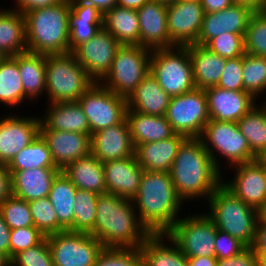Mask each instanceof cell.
<instances>
[{"instance_id":"obj_1","label":"cell","mask_w":266,"mask_h":266,"mask_svg":"<svg viewBox=\"0 0 266 266\" xmlns=\"http://www.w3.org/2000/svg\"><path fill=\"white\" fill-rule=\"evenodd\" d=\"M132 200L98 195L95 227L90 232L104 247L140 248L151 235L141 223Z\"/></svg>"},{"instance_id":"obj_2","label":"cell","mask_w":266,"mask_h":266,"mask_svg":"<svg viewBox=\"0 0 266 266\" xmlns=\"http://www.w3.org/2000/svg\"><path fill=\"white\" fill-rule=\"evenodd\" d=\"M222 174L200 138H187L182 143L170 170L173 185L183 202L198 197L208 200L223 182Z\"/></svg>"},{"instance_id":"obj_3","label":"cell","mask_w":266,"mask_h":266,"mask_svg":"<svg viewBox=\"0 0 266 266\" xmlns=\"http://www.w3.org/2000/svg\"><path fill=\"white\" fill-rule=\"evenodd\" d=\"M141 223L151 234H166L179 219L183 200L176 192L170 172L145 171L132 199ZM138 208V209H137Z\"/></svg>"},{"instance_id":"obj_4","label":"cell","mask_w":266,"mask_h":266,"mask_svg":"<svg viewBox=\"0 0 266 266\" xmlns=\"http://www.w3.org/2000/svg\"><path fill=\"white\" fill-rule=\"evenodd\" d=\"M69 0L24 11L28 52L54 55L69 53Z\"/></svg>"},{"instance_id":"obj_5","label":"cell","mask_w":266,"mask_h":266,"mask_svg":"<svg viewBox=\"0 0 266 266\" xmlns=\"http://www.w3.org/2000/svg\"><path fill=\"white\" fill-rule=\"evenodd\" d=\"M207 201L210 212L206 215L216 228L237 238L246 247H252L259 212L237 198L222 183Z\"/></svg>"},{"instance_id":"obj_6","label":"cell","mask_w":266,"mask_h":266,"mask_svg":"<svg viewBox=\"0 0 266 266\" xmlns=\"http://www.w3.org/2000/svg\"><path fill=\"white\" fill-rule=\"evenodd\" d=\"M46 92L50 104L77 102L95 83L72 52L46 55Z\"/></svg>"},{"instance_id":"obj_7","label":"cell","mask_w":266,"mask_h":266,"mask_svg":"<svg viewBox=\"0 0 266 266\" xmlns=\"http://www.w3.org/2000/svg\"><path fill=\"white\" fill-rule=\"evenodd\" d=\"M150 73L170 97L196 89L189 45L152 50Z\"/></svg>"},{"instance_id":"obj_8","label":"cell","mask_w":266,"mask_h":266,"mask_svg":"<svg viewBox=\"0 0 266 266\" xmlns=\"http://www.w3.org/2000/svg\"><path fill=\"white\" fill-rule=\"evenodd\" d=\"M151 51L139 45H121L109 71L99 83L115 94L127 98L150 73Z\"/></svg>"},{"instance_id":"obj_9","label":"cell","mask_w":266,"mask_h":266,"mask_svg":"<svg viewBox=\"0 0 266 266\" xmlns=\"http://www.w3.org/2000/svg\"><path fill=\"white\" fill-rule=\"evenodd\" d=\"M200 139L219 171L221 170V165L218 164L220 162L217 158L218 153L220 156L226 157L227 163L230 165L228 167L258 159L251 151L247 139L241 133L237 122L210 119L205 125Z\"/></svg>"},{"instance_id":"obj_10","label":"cell","mask_w":266,"mask_h":266,"mask_svg":"<svg viewBox=\"0 0 266 266\" xmlns=\"http://www.w3.org/2000/svg\"><path fill=\"white\" fill-rule=\"evenodd\" d=\"M217 228L206 213L179 218L166 235L186 257L215 256Z\"/></svg>"},{"instance_id":"obj_11","label":"cell","mask_w":266,"mask_h":266,"mask_svg":"<svg viewBox=\"0 0 266 266\" xmlns=\"http://www.w3.org/2000/svg\"><path fill=\"white\" fill-rule=\"evenodd\" d=\"M165 117L175 134L200 138L209 122L207 97L204 89L171 97Z\"/></svg>"},{"instance_id":"obj_12","label":"cell","mask_w":266,"mask_h":266,"mask_svg":"<svg viewBox=\"0 0 266 266\" xmlns=\"http://www.w3.org/2000/svg\"><path fill=\"white\" fill-rule=\"evenodd\" d=\"M77 102L88 118L91 135L126 119V98L108 90L99 82L92 84Z\"/></svg>"},{"instance_id":"obj_13","label":"cell","mask_w":266,"mask_h":266,"mask_svg":"<svg viewBox=\"0 0 266 266\" xmlns=\"http://www.w3.org/2000/svg\"><path fill=\"white\" fill-rule=\"evenodd\" d=\"M46 238L54 266H94L104 248L90 233L66 230Z\"/></svg>"},{"instance_id":"obj_14","label":"cell","mask_w":266,"mask_h":266,"mask_svg":"<svg viewBox=\"0 0 266 266\" xmlns=\"http://www.w3.org/2000/svg\"><path fill=\"white\" fill-rule=\"evenodd\" d=\"M200 1L179 0L167 5V29L175 46L196 44L204 18Z\"/></svg>"},{"instance_id":"obj_15","label":"cell","mask_w":266,"mask_h":266,"mask_svg":"<svg viewBox=\"0 0 266 266\" xmlns=\"http://www.w3.org/2000/svg\"><path fill=\"white\" fill-rule=\"evenodd\" d=\"M41 117L8 115L0 119V164L8 165L40 134Z\"/></svg>"},{"instance_id":"obj_16","label":"cell","mask_w":266,"mask_h":266,"mask_svg":"<svg viewBox=\"0 0 266 266\" xmlns=\"http://www.w3.org/2000/svg\"><path fill=\"white\" fill-rule=\"evenodd\" d=\"M120 46L108 31L101 28L92 39L79 45L72 53L87 74L99 82L109 71Z\"/></svg>"},{"instance_id":"obj_17","label":"cell","mask_w":266,"mask_h":266,"mask_svg":"<svg viewBox=\"0 0 266 266\" xmlns=\"http://www.w3.org/2000/svg\"><path fill=\"white\" fill-rule=\"evenodd\" d=\"M233 167L236 170L234 179L228 182L224 180L222 184L237 198L259 212L266 202L263 161L258 158L248 163L232 166V169H234Z\"/></svg>"},{"instance_id":"obj_18","label":"cell","mask_w":266,"mask_h":266,"mask_svg":"<svg viewBox=\"0 0 266 266\" xmlns=\"http://www.w3.org/2000/svg\"><path fill=\"white\" fill-rule=\"evenodd\" d=\"M204 91L212 120L237 122L257 105V100L245 91H230L218 86H211Z\"/></svg>"},{"instance_id":"obj_19","label":"cell","mask_w":266,"mask_h":266,"mask_svg":"<svg viewBox=\"0 0 266 266\" xmlns=\"http://www.w3.org/2000/svg\"><path fill=\"white\" fill-rule=\"evenodd\" d=\"M55 166L61 171L70 163L91 153V135L54 129H40Z\"/></svg>"},{"instance_id":"obj_20","label":"cell","mask_w":266,"mask_h":266,"mask_svg":"<svg viewBox=\"0 0 266 266\" xmlns=\"http://www.w3.org/2000/svg\"><path fill=\"white\" fill-rule=\"evenodd\" d=\"M139 18V46L150 50L175 47L167 29V5L149 0L136 10Z\"/></svg>"},{"instance_id":"obj_21","label":"cell","mask_w":266,"mask_h":266,"mask_svg":"<svg viewBox=\"0 0 266 266\" xmlns=\"http://www.w3.org/2000/svg\"><path fill=\"white\" fill-rule=\"evenodd\" d=\"M91 153L102 163L135 156L127 119L93 133Z\"/></svg>"},{"instance_id":"obj_22","label":"cell","mask_w":266,"mask_h":266,"mask_svg":"<svg viewBox=\"0 0 266 266\" xmlns=\"http://www.w3.org/2000/svg\"><path fill=\"white\" fill-rule=\"evenodd\" d=\"M106 193L132 200L138 192L144 169L136 156L103 163Z\"/></svg>"},{"instance_id":"obj_23","label":"cell","mask_w":266,"mask_h":266,"mask_svg":"<svg viewBox=\"0 0 266 266\" xmlns=\"http://www.w3.org/2000/svg\"><path fill=\"white\" fill-rule=\"evenodd\" d=\"M69 52L92 39L102 28L103 14L92 4L69 0Z\"/></svg>"},{"instance_id":"obj_24","label":"cell","mask_w":266,"mask_h":266,"mask_svg":"<svg viewBox=\"0 0 266 266\" xmlns=\"http://www.w3.org/2000/svg\"><path fill=\"white\" fill-rule=\"evenodd\" d=\"M184 135L174 134L168 139L140 144L135 148L138 164L145 171L170 172Z\"/></svg>"},{"instance_id":"obj_25","label":"cell","mask_w":266,"mask_h":266,"mask_svg":"<svg viewBox=\"0 0 266 266\" xmlns=\"http://www.w3.org/2000/svg\"><path fill=\"white\" fill-rule=\"evenodd\" d=\"M60 171L58 168L9 171L12 195L27 202L48 197L52 182Z\"/></svg>"},{"instance_id":"obj_26","label":"cell","mask_w":266,"mask_h":266,"mask_svg":"<svg viewBox=\"0 0 266 266\" xmlns=\"http://www.w3.org/2000/svg\"><path fill=\"white\" fill-rule=\"evenodd\" d=\"M127 111L145 115L164 116L171 97L161 88L151 73L126 98Z\"/></svg>"},{"instance_id":"obj_27","label":"cell","mask_w":266,"mask_h":266,"mask_svg":"<svg viewBox=\"0 0 266 266\" xmlns=\"http://www.w3.org/2000/svg\"><path fill=\"white\" fill-rule=\"evenodd\" d=\"M40 129H54L91 135L89 121L78 102L49 103Z\"/></svg>"},{"instance_id":"obj_28","label":"cell","mask_w":266,"mask_h":266,"mask_svg":"<svg viewBox=\"0 0 266 266\" xmlns=\"http://www.w3.org/2000/svg\"><path fill=\"white\" fill-rule=\"evenodd\" d=\"M193 78L197 89L216 86L225 68L226 58L219 56L205 45H189Z\"/></svg>"},{"instance_id":"obj_29","label":"cell","mask_w":266,"mask_h":266,"mask_svg":"<svg viewBox=\"0 0 266 266\" xmlns=\"http://www.w3.org/2000/svg\"><path fill=\"white\" fill-rule=\"evenodd\" d=\"M62 172L77 189L92 191L98 195L106 193L103 163L92 153L68 164Z\"/></svg>"},{"instance_id":"obj_30","label":"cell","mask_w":266,"mask_h":266,"mask_svg":"<svg viewBox=\"0 0 266 266\" xmlns=\"http://www.w3.org/2000/svg\"><path fill=\"white\" fill-rule=\"evenodd\" d=\"M126 119L134 148L140 144L168 139L175 134L165 115L153 116L127 111Z\"/></svg>"},{"instance_id":"obj_31","label":"cell","mask_w":266,"mask_h":266,"mask_svg":"<svg viewBox=\"0 0 266 266\" xmlns=\"http://www.w3.org/2000/svg\"><path fill=\"white\" fill-rule=\"evenodd\" d=\"M3 10V11H2ZM25 17L22 12L0 10V54L13 57L27 52Z\"/></svg>"},{"instance_id":"obj_32","label":"cell","mask_w":266,"mask_h":266,"mask_svg":"<svg viewBox=\"0 0 266 266\" xmlns=\"http://www.w3.org/2000/svg\"><path fill=\"white\" fill-rule=\"evenodd\" d=\"M102 28L120 45H139V18L135 9L114 6L103 14Z\"/></svg>"},{"instance_id":"obj_33","label":"cell","mask_w":266,"mask_h":266,"mask_svg":"<svg viewBox=\"0 0 266 266\" xmlns=\"http://www.w3.org/2000/svg\"><path fill=\"white\" fill-rule=\"evenodd\" d=\"M168 243L164 244V239ZM143 266H189L187 257L166 234H151L141 245Z\"/></svg>"},{"instance_id":"obj_34","label":"cell","mask_w":266,"mask_h":266,"mask_svg":"<svg viewBox=\"0 0 266 266\" xmlns=\"http://www.w3.org/2000/svg\"><path fill=\"white\" fill-rule=\"evenodd\" d=\"M45 65L46 55L28 51L18 54V70L26 99L36 100L46 91Z\"/></svg>"},{"instance_id":"obj_35","label":"cell","mask_w":266,"mask_h":266,"mask_svg":"<svg viewBox=\"0 0 266 266\" xmlns=\"http://www.w3.org/2000/svg\"><path fill=\"white\" fill-rule=\"evenodd\" d=\"M77 187L60 171L52 182L49 199L57 214L59 224L69 230L73 225L74 203Z\"/></svg>"},{"instance_id":"obj_36","label":"cell","mask_w":266,"mask_h":266,"mask_svg":"<svg viewBox=\"0 0 266 266\" xmlns=\"http://www.w3.org/2000/svg\"><path fill=\"white\" fill-rule=\"evenodd\" d=\"M22 84L18 70V54L4 57L0 61V102L7 106H20L26 99Z\"/></svg>"},{"instance_id":"obj_37","label":"cell","mask_w":266,"mask_h":266,"mask_svg":"<svg viewBox=\"0 0 266 266\" xmlns=\"http://www.w3.org/2000/svg\"><path fill=\"white\" fill-rule=\"evenodd\" d=\"M237 124L251 151L260 158L266 151V110L256 105Z\"/></svg>"},{"instance_id":"obj_38","label":"cell","mask_w":266,"mask_h":266,"mask_svg":"<svg viewBox=\"0 0 266 266\" xmlns=\"http://www.w3.org/2000/svg\"><path fill=\"white\" fill-rule=\"evenodd\" d=\"M7 166L9 171L57 168L53 162L48 145L40 134L30 145L16 154Z\"/></svg>"},{"instance_id":"obj_39","label":"cell","mask_w":266,"mask_h":266,"mask_svg":"<svg viewBox=\"0 0 266 266\" xmlns=\"http://www.w3.org/2000/svg\"><path fill=\"white\" fill-rule=\"evenodd\" d=\"M97 198L92 191L76 190L73 225L68 231L90 233L94 229Z\"/></svg>"},{"instance_id":"obj_40","label":"cell","mask_w":266,"mask_h":266,"mask_svg":"<svg viewBox=\"0 0 266 266\" xmlns=\"http://www.w3.org/2000/svg\"><path fill=\"white\" fill-rule=\"evenodd\" d=\"M243 89L255 99L266 91V57L244 54Z\"/></svg>"},{"instance_id":"obj_41","label":"cell","mask_w":266,"mask_h":266,"mask_svg":"<svg viewBox=\"0 0 266 266\" xmlns=\"http://www.w3.org/2000/svg\"><path fill=\"white\" fill-rule=\"evenodd\" d=\"M34 227L45 237L66 231L58 222L57 214L52 207L49 197L28 202Z\"/></svg>"},{"instance_id":"obj_42","label":"cell","mask_w":266,"mask_h":266,"mask_svg":"<svg viewBox=\"0 0 266 266\" xmlns=\"http://www.w3.org/2000/svg\"><path fill=\"white\" fill-rule=\"evenodd\" d=\"M0 212L11 230L34 227L28 202L12 194L0 203Z\"/></svg>"},{"instance_id":"obj_43","label":"cell","mask_w":266,"mask_h":266,"mask_svg":"<svg viewBox=\"0 0 266 266\" xmlns=\"http://www.w3.org/2000/svg\"><path fill=\"white\" fill-rule=\"evenodd\" d=\"M245 53L266 57V13L255 11L244 37Z\"/></svg>"},{"instance_id":"obj_44","label":"cell","mask_w":266,"mask_h":266,"mask_svg":"<svg viewBox=\"0 0 266 266\" xmlns=\"http://www.w3.org/2000/svg\"><path fill=\"white\" fill-rule=\"evenodd\" d=\"M94 266H143L141 248L104 247Z\"/></svg>"},{"instance_id":"obj_45","label":"cell","mask_w":266,"mask_h":266,"mask_svg":"<svg viewBox=\"0 0 266 266\" xmlns=\"http://www.w3.org/2000/svg\"><path fill=\"white\" fill-rule=\"evenodd\" d=\"M244 37L226 32L212 38L205 46L226 59L242 57L245 54Z\"/></svg>"},{"instance_id":"obj_46","label":"cell","mask_w":266,"mask_h":266,"mask_svg":"<svg viewBox=\"0 0 266 266\" xmlns=\"http://www.w3.org/2000/svg\"><path fill=\"white\" fill-rule=\"evenodd\" d=\"M10 260L11 266H54L47 238L38 245L20 251Z\"/></svg>"},{"instance_id":"obj_47","label":"cell","mask_w":266,"mask_h":266,"mask_svg":"<svg viewBox=\"0 0 266 266\" xmlns=\"http://www.w3.org/2000/svg\"><path fill=\"white\" fill-rule=\"evenodd\" d=\"M255 11L245 5L232 4L223 10L224 33L245 35L249 19Z\"/></svg>"},{"instance_id":"obj_48","label":"cell","mask_w":266,"mask_h":266,"mask_svg":"<svg viewBox=\"0 0 266 266\" xmlns=\"http://www.w3.org/2000/svg\"><path fill=\"white\" fill-rule=\"evenodd\" d=\"M45 238L36 227H23L11 230L10 259L20 251L40 244Z\"/></svg>"},{"instance_id":"obj_49","label":"cell","mask_w":266,"mask_h":266,"mask_svg":"<svg viewBox=\"0 0 266 266\" xmlns=\"http://www.w3.org/2000/svg\"><path fill=\"white\" fill-rule=\"evenodd\" d=\"M227 90L244 91L243 89V56L226 59L225 68L216 85Z\"/></svg>"},{"instance_id":"obj_50","label":"cell","mask_w":266,"mask_h":266,"mask_svg":"<svg viewBox=\"0 0 266 266\" xmlns=\"http://www.w3.org/2000/svg\"><path fill=\"white\" fill-rule=\"evenodd\" d=\"M220 34H224L223 10L205 13L196 44L206 45Z\"/></svg>"},{"instance_id":"obj_51","label":"cell","mask_w":266,"mask_h":266,"mask_svg":"<svg viewBox=\"0 0 266 266\" xmlns=\"http://www.w3.org/2000/svg\"><path fill=\"white\" fill-rule=\"evenodd\" d=\"M215 257L218 260L238 255L246 246L237 238L217 229L215 238Z\"/></svg>"},{"instance_id":"obj_52","label":"cell","mask_w":266,"mask_h":266,"mask_svg":"<svg viewBox=\"0 0 266 266\" xmlns=\"http://www.w3.org/2000/svg\"><path fill=\"white\" fill-rule=\"evenodd\" d=\"M216 266H258L257 254L252 247H246L238 255L218 260Z\"/></svg>"},{"instance_id":"obj_53","label":"cell","mask_w":266,"mask_h":266,"mask_svg":"<svg viewBox=\"0 0 266 266\" xmlns=\"http://www.w3.org/2000/svg\"><path fill=\"white\" fill-rule=\"evenodd\" d=\"M11 194V175L8 166L0 164V203Z\"/></svg>"},{"instance_id":"obj_54","label":"cell","mask_w":266,"mask_h":266,"mask_svg":"<svg viewBox=\"0 0 266 266\" xmlns=\"http://www.w3.org/2000/svg\"><path fill=\"white\" fill-rule=\"evenodd\" d=\"M17 1V10L20 12L32 10V9H38L42 7L52 6L54 4L59 3L61 0H16Z\"/></svg>"},{"instance_id":"obj_55","label":"cell","mask_w":266,"mask_h":266,"mask_svg":"<svg viewBox=\"0 0 266 266\" xmlns=\"http://www.w3.org/2000/svg\"><path fill=\"white\" fill-rule=\"evenodd\" d=\"M254 252H265L266 251V222L260 218L257 221L255 241L252 246Z\"/></svg>"},{"instance_id":"obj_56","label":"cell","mask_w":266,"mask_h":266,"mask_svg":"<svg viewBox=\"0 0 266 266\" xmlns=\"http://www.w3.org/2000/svg\"><path fill=\"white\" fill-rule=\"evenodd\" d=\"M10 227L4 221L0 212V251L10 258Z\"/></svg>"},{"instance_id":"obj_57","label":"cell","mask_w":266,"mask_h":266,"mask_svg":"<svg viewBox=\"0 0 266 266\" xmlns=\"http://www.w3.org/2000/svg\"><path fill=\"white\" fill-rule=\"evenodd\" d=\"M201 3L205 13L221 11L233 4L232 0H203Z\"/></svg>"},{"instance_id":"obj_58","label":"cell","mask_w":266,"mask_h":266,"mask_svg":"<svg viewBox=\"0 0 266 266\" xmlns=\"http://www.w3.org/2000/svg\"><path fill=\"white\" fill-rule=\"evenodd\" d=\"M189 266H216L218 259L215 256L187 257Z\"/></svg>"},{"instance_id":"obj_59","label":"cell","mask_w":266,"mask_h":266,"mask_svg":"<svg viewBox=\"0 0 266 266\" xmlns=\"http://www.w3.org/2000/svg\"><path fill=\"white\" fill-rule=\"evenodd\" d=\"M79 1H84L92 4L100 11L101 14H104L105 12L109 11L114 6H116L118 0H79Z\"/></svg>"},{"instance_id":"obj_60","label":"cell","mask_w":266,"mask_h":266,"mask_svg":"<svg viewBox=\"0 0 266 266\" xmlns=\"http://www.w3.org/2000/svg\"><path fill=\"white\" fill-rule=\"evenodd\" d=\"M266 0H232L234 4L245 5L254 11H262Z\"/></svg>"},{"instance_id":"obj_61","label":"cell","mask_w":266,"mask_h":266,"mask_svg":"<svg viewBox=\"0 0 266 266\" xmlns=\"http://www.w3.org/2000/svg\"><path fill=\"white\" fill-rule=\"evenodd\" d=\"M149 0H118L117 6L130 9H139Z\"/></svg>"},{"instance_id":"obj_62","label":"cell","mask_w":266,"mask_h":266,"mask_svg":"<svg viewBox=\"0 0 266 266\" xmlns=\"http://www.w3.org/2000/svg\"><path fill=\"white\" fill-rule=\"evenodd\" d=\"M255 253L257 254L258 266H266V251Z\"/></svg>"},{"instance_id":"obj_63","label":"cell","mask_w":266,"mask_h":266,"mask_svg":"<svg viewBox=\"0 0 266 266\" xmlns=\"http://www.w3.org/2000/svg\"><path fill=\"white\" fill-rule=\"evenodd\" d=\"M0 266H11L10 258L0 251Z\"/></svg>"},{"instance_id":"obj_64","label":"cell","mask_w":266,"mask_h":266,"mask_svg":"<svg viewBox=\"0 0 266 266\" xmlns=\"http://www.w3.org/2000/svg\"><path fill=\"white\" fill-rule=\"evenodd\" d=\"M259 218L266 222V202L263 208L259 211Z\"/></svg>"},{"instance_id":"obj_65","label":"cell","mask_w":266,"mask_h":266,"mask_svg":"<svg viewBox=\"0 0 266 266\" xmlns=\"http://www.w3.org/2000/svg\"><path fill=\"white\" fill-rule=\"evenodd\" d=\"M153 1L164 3V4L168 5V4H171V3H175V2H177L179 0H153Z\"/></svg>"},{"instance_id":"obj_66","label":"cell","mask_w":266,"mask_h":266,"mask_svg":"<svg viewBox=\"0 0 266 266\" xmlns=\"http://www.w3.org/2000/svg\"><path fill=\"white\" fill-rule=\"evenodd\" d=\"M260 159L266 163V151L263 153V155L260 157Z\"/></svg>"},{"instance_id":"obj_67","label":"cell","mask_w":266,"mask_h":266,"mask_svg":"<svg viewBox=\"0 0 266 266\" xmlns=\"http://www.w3.org/2000/svg\"><path fill=\"white\" fill-rule=\"evenodd\" d=\"M263 173H264V178L266 181V163L263 162Z\"/></svg>"},{"instance_id":"obj_68","label":"cell","mask_w":266,"mask_h":266,"mask_svg":"<svg viewBox=\"0 0 266 266\" xmlns=\"http://www.w3.org/2000/svg\"><path fill=\"white\" fill-rule=\"evenodd\" d=\"M262 12L266 13V1H265V5H264V7H263Z\"/></svg>"},{"instance_id":"obj_69","label":"cell","mask_w":266,"mask_h":266,"mask_svg":"<svg viewBox=\"0 0 266 266\" xmlns=\"http://www.w3.org/2000/svg\"><path fill=\"white\" fill-rule=\"evenodd\" d=\"M261 106L266 110V101Z\"/></svg>"},{"instance_id":"obj_70","label":"cell","mask_w":266,"mask_h":266,"mask_svg":"<svg viewBox=\"0 0 266 266\" xmlns=\"http://www.w3.org/2000/svg\"><path fill=\"white\" fill-rule=\"evenodd\" d=\"M4 57L0 54V61L3 59Z\"/></svg>"}]
</instances>
